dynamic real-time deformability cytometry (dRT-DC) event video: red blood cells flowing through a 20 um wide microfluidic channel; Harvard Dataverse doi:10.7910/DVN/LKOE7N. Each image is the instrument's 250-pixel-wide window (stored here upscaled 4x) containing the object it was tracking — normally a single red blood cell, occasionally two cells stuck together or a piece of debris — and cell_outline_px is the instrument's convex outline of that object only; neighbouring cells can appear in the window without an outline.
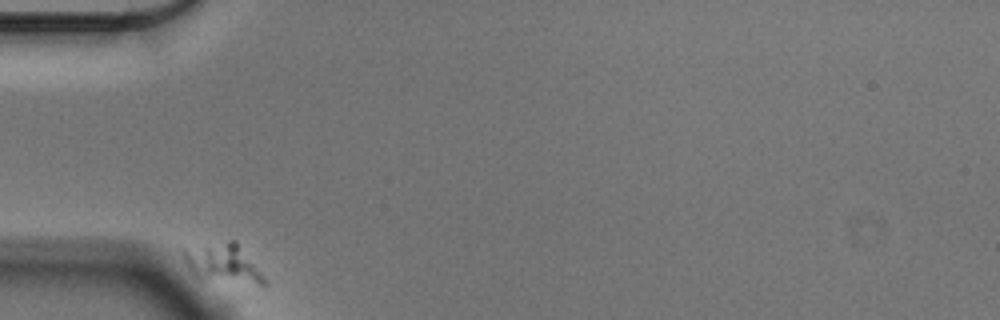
{"species": "Egyptian fruit bat (a non-hibernating species)", "species_latin": "Rousettus aegyptiacus", "temperature_condition": "cold", "stored_images_in_passage": 36, "camera_frame_rate_fps": 3000, "um_per_image_px": 0.085, "animal": {"sex": "male"}, "frame": {"image": 1, "passage_image": 1, "time_ms": 0.0, "image_size_px": [1000, 320], "cell_outline_px": [[264, 284], [260, 284], [204, 280], [196, 276], [192, 272], [180, 256], [180, 244], [228, 240], [236, 240], [264, 276]], "centroid_in_image_um": [18.77, 22.28], "position_along_channel_um": 66.2, "area_um2": 19.19}}
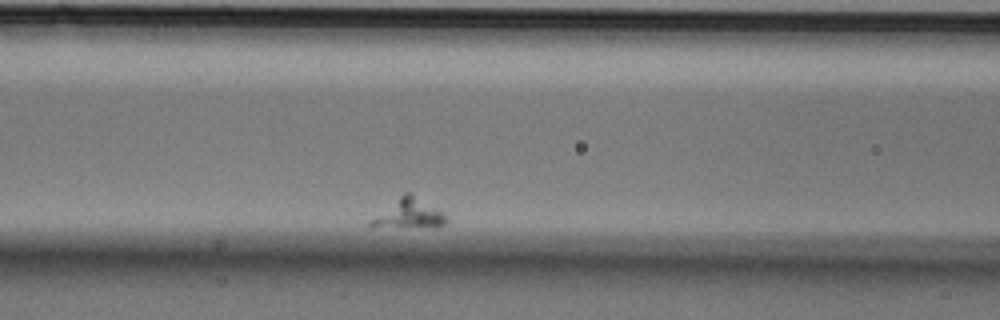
{"frame": {"image": 2, "passage_image": 11, "time_ms": 3.333, "image_size_px": [1000, 320], "cell_outline_px": [[448, 220], [444, 224], [436, 228], [368, 228], [368, 220], [404, 192], [408, 192], [448, 216]], "centroid_in_image_um": [34.67, 18.24], "position_along_channel_um": 131.9, "area_um2": 13.41}}
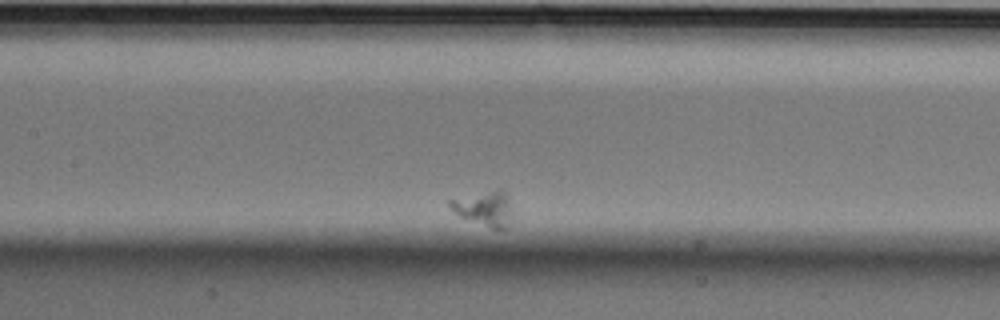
{"frame": {"image": 3, "passage_image": 16, "time_ms": 5.0, "image_size_px": [1000, 320], "cell_outline_px": [[508, 216], [504, 228], [492, 228], [460, 216], [448, 204], [448, 200], [492, 192], [504, 192], [508, 196]], "centroid_in_image_um": [41.1, 17.74], "position_along_channel_um": 166.3, "area_um2": 11.16}}